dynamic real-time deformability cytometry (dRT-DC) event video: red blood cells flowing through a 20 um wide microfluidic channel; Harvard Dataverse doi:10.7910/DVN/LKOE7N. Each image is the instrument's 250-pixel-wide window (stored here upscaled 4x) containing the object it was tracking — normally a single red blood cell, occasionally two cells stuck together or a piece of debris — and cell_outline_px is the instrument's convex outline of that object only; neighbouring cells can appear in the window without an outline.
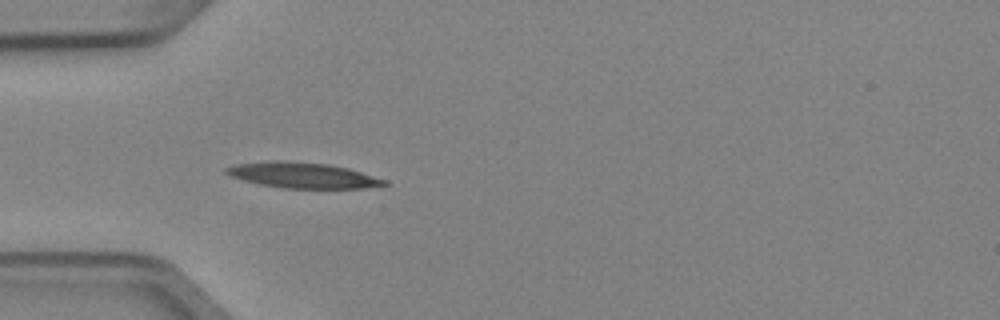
{"species": "Egyptian fruit bat (a non-hibernating species)", "species_latin": "Rousettus aegyptiacus", "temperature_condition": "cold", "stored_images_in_passage": 4, "camera_frame_rate_fps": 3000, "um_per_image_px": 0.085, "animal": {"sex": "female"}, "frame": {"image": 1, "passage_image": 4, "time_ms": 1.0, "image_size_px": [1000, 320], "cell_outline_px": [[388, 184], [360, 188], [284, 188], [260, 184], [244, 180], [232, 176], [224, 172], [224, 168], [236, 164], [268, 160], [288, 160], [328, 164], [348, 168], [388, 180]], "centroid_in_image_um": [25.71, 14.88], "position_along_channel_um": 59.3, "area_um2": 23.58}}